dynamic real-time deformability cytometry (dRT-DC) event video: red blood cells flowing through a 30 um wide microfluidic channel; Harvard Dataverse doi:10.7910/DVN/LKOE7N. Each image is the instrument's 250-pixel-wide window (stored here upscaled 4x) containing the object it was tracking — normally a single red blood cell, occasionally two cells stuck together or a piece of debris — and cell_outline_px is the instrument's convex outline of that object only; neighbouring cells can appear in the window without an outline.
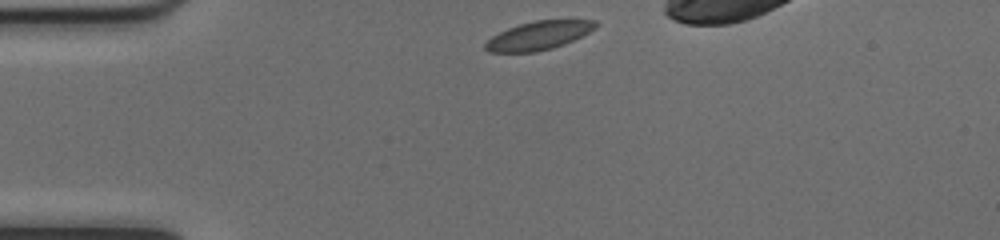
{"species": "common noctule bat (a hibernating species)", "species_latin": "Nyctalus noctula", "temperature_condition": "cold", "stored_images_in_passage": 34, "camera_frame_rate_fps": 3000, "um_per_image_px": 0.085, "animal": {"sex": "female", "body_mass_g": 17.0, "forearm_length_mm": 48.0}, "frame": {"image": 1, "passage_image": 1, "time_ms": 0.0, "image_size_px": [1000, 240], "cell_outline_px": [[600, 24], [596, 28], [564, 44], [552, 48], [536, 52], [488, 52], [484, 48], [484, 44], [492, 36], [508, 28], [520, 24], [536, 20], [596, 20]], "centroid_in_image_um": [45.78, 3.02], "position_along_channel_um": 39.2, "area_um2": 18.21}}
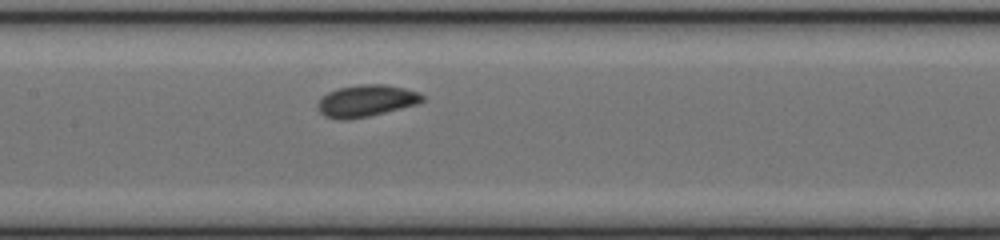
{"frame": {"image": 2, "passage_image": 14, "time_ms": 4.333, "image_size_px": [1000, 240], "cell_outline_px": [[424, 100], [416, 104], [368, 116], [348, 120], [340, 120], [324, 116], [316, 108], [316, 104], [328, 92], [340, 88], [360, 84], [384, 84], [404, 88], [420, 92], [424, 96]], "centroid_in_image_um": [31.11, 8.57], "position_along_channel_um": 176.3, "area_um2": 19.31}}
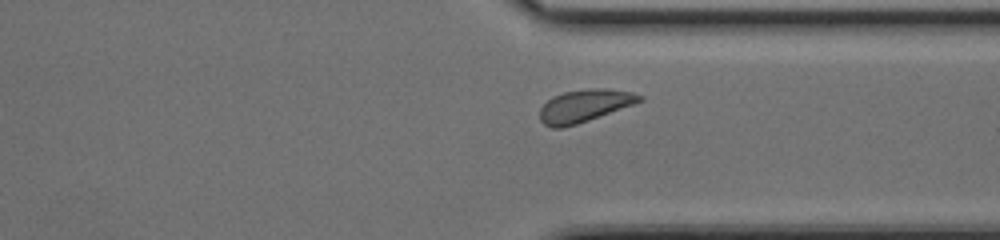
{"frame": {"image": 3, "passage_image": 28, "time_ms": 9.0, "image_size_px": [1000, 240], "cell_outline_px": [[644, 100], [588, 120], [576, 124], [560, 128], [552, 128], [544, 124], [540, 120], [540, 108], [552, 96], [564, 92], [588, 88], [604, 88], [632, 92], [644, 96]], "centroid_in_image_um": [49.67, 8.98], "position_along_channel_um": 361.7, "area_um2": 18.73}, "authors_computed_cell_mechanics": {"area_um2": 18.8428, "velocity_mm_per_s": 3.9811, "shape_relaxation_time_tau1_ms": 1.0988, "shape_relaxation_time_tau2_ms": 6.3008, "deformation_change_tau1": 0.0519, "deformation_change_tau2": 0.0912}}